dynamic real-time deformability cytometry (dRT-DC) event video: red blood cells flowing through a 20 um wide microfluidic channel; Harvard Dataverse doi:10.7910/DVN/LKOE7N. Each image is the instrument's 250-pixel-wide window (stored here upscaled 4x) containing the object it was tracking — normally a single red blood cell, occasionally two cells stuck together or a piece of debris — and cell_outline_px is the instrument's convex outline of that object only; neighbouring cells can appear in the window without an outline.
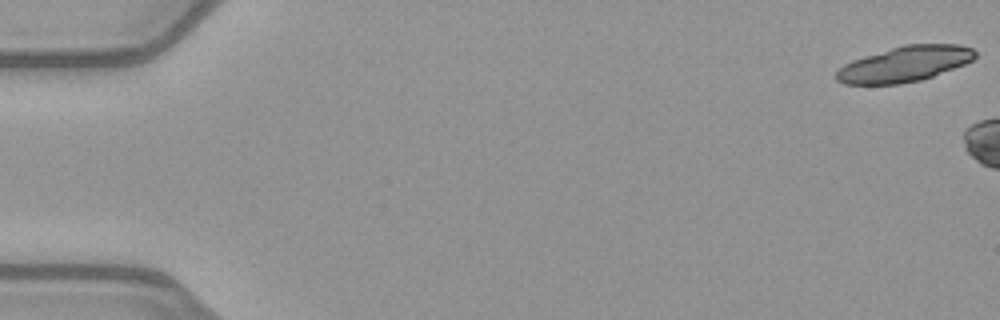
{"species": "common noctule bat (a hibernating species)", "species_latin": "Nyctalus noctula", "temperature_condition": "warm", "stored_images_in_passage": 10, "camera_frame_rate_fps": 3000, "um_per_image_px": 0.085, "animal": {"sex": "female", "body_mass_g": 21.9}, "frame": {"image": 1, "passage_image": 1, "time_ms": 0.0, "image_size_px": [1000, 320], "cell_outline_px": [[976, 56], [972, 60], [964, 64], [932, 76], [920, 80], [900, 84], [844, 84], [836, 80], [836, 72], [844, 64], [852, 60], [864, 56], [904, 44], [956, 44], [972, 48], [976, 52]], "centroid_in_image_um": [76.88, 5.44], "position_along_channel_um": 8.1, "area_um2": 28.5}}